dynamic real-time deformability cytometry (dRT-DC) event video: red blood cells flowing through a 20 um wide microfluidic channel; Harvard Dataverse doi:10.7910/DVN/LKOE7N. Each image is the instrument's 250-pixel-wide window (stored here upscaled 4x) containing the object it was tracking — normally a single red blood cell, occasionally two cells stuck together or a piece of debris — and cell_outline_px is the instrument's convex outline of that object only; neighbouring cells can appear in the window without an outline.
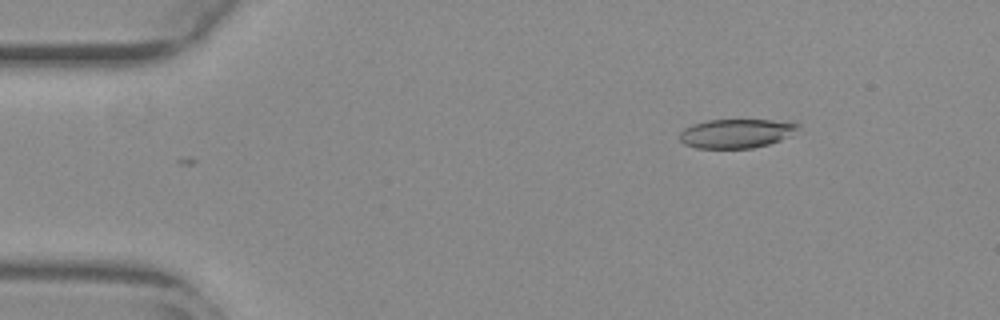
{"species": "common noctule bat (a hibernating species)", "species_latin": "Nyctalus noctula", "temperature_condition": "warm", "stored_images_in_passage": 3, "camera_frame_rate_fps": 3000, "um_per_image_px": 0.085, "animal": {"sex": "female", "body_mass_g": 29.2, "forearm_length_mm": 56.3}, "frame": {"image": 1, "passage_image": 3, "time_ms": 0.667, "image_size_px": [1000, 320], "cell_outline_px": [[800, 124], [788, 136], [780, 140], [768, 144], [752, 148], [696, 148], [684, 144], [680, 140], [680, 132], [684, 128], [692, 124], [708, 120], [772, 120]], "centroid_in_image_um": [62.51, 11.34], "position_along_channel_um": 22.5, "area_um2": 19.77}}